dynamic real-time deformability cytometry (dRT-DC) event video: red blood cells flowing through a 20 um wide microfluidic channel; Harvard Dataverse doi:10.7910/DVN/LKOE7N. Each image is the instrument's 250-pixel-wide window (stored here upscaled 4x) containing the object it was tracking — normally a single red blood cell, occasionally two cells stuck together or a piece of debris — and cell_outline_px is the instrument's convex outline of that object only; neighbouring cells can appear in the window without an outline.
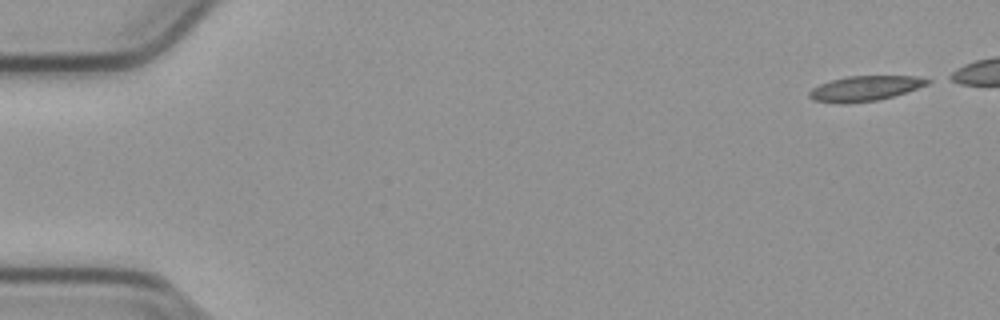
{"species": "common noctule bat (a hibernating species)", "species_latin": "Nyctalus noctula", "temperature_condition": "cold", "stored_images_in_passage": 46, "camera_frame_rate_fps": 3000, "um_per_image_px": 0.085, "animal": {"sex": "male", "body_mass_g": 23.1, "forearm_length_mm": 52.7}, "frame": {"image": 1, "passage_image": 1, "time_ms": 0.0, "image_size_px": [1000, 320], "cell_outline_px": [[932, 80], [928, 84], [880, 100], [848, 104], [844, 104], [812, 100], [808, 96], [808, 92], [812, 88], [820, 84], [832, 80], [848, 76], [916, 76]], "centroid_in_image_um": [73.48, 7.52], "position_along_channel_um": 11.5, "area_um2": 17.22}}
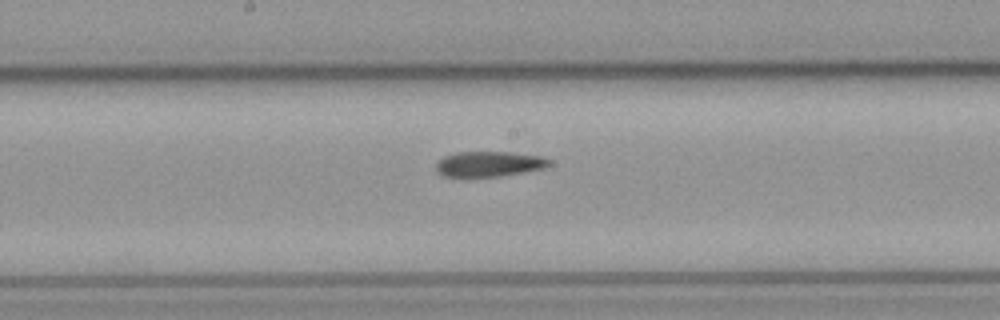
{"frame": {"image": 2, "passage_image": 27, "time_ms": 8.667, "image_size_px": [1000, 320], "cell_outline_px": [[552, 164], [544, 168], [524, 172], [500, 176], [472, 180], [464, 180], [440, 176], [436, 172], [436, 164], [444, 156], [456, 152], [508, 152], [544, 156], [552, 160]], "centroid_in_image_um": [41.51, 13.99], "position_along_channel_um": 206.7, "area_um2": 17.74}}
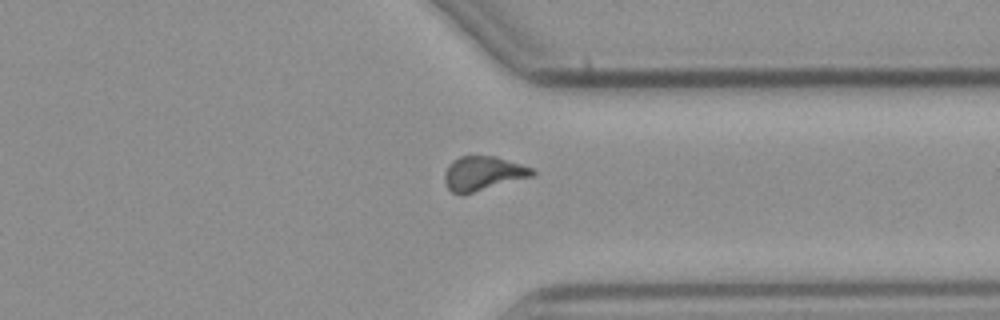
{"frame": {"image": 3, "passage_image": 40, "time_ms": 13.0, "image_size_px": [1000, 320], "cell_outline_px": [[536, 176], [464, 196], [460, 196], [452, 192], [448, 188], [444, 180], [444, 172], [448, 164], [452, 160], [460, 156], [496, 156], [532, 168], [536, 172]], "centroid_in_image_um": [41.06, 14.78], "position_along_channel_um": 370.3, "area_um2": 18.15}}